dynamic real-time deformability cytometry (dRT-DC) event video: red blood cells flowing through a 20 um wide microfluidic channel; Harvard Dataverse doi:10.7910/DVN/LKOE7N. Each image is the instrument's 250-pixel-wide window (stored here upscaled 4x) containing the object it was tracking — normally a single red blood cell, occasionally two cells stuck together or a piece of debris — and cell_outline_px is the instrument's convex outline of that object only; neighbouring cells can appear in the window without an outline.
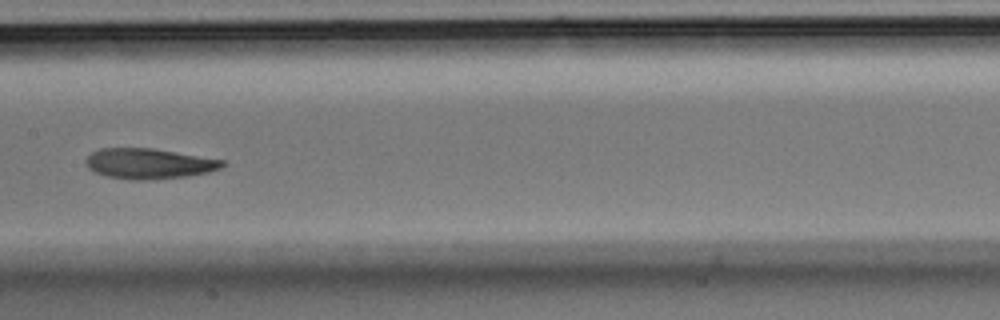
{"species": "Egyptian fruit bat (a non-hibernating species)", "species_latin": "Rousettus aegyptiacus", "temperature_condition": "room temperature", "stored_images_in_passage": 37, "camera_frame_rate_fps": 3000, "um_per_image_px": 0.085, "animal": {"sex": "male"}, "frame": {"image": 1, "passage_image": 11, "time_ms": 3.333, "image_size_px": [1000, 320], "cell_outline_px": [[228, 164], [220, 168], [208, 172], [188, 176], [144, 180], [128, 180], [108, 176], [96, 172], [88, 168], [84, 160], [92, 152], [100, 148], [152, 148], [224, 160]], "centroid_in_image_um": [12.66, 13.91], "position_along_channel_um": 194.7, "area_um2": 24.16}}